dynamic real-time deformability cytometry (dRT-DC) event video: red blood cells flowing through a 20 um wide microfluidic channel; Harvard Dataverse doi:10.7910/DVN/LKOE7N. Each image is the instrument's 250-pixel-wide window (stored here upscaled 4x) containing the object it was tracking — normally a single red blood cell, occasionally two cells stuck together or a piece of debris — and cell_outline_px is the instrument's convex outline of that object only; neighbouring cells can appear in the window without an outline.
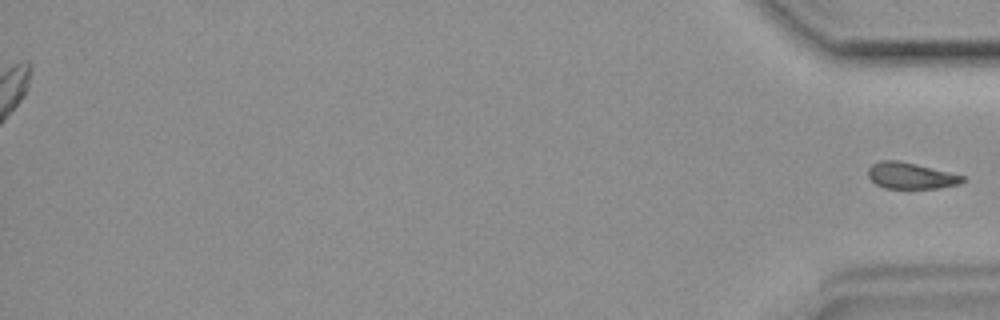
{"species": "common noctule bat (a hibernating species)", "species_latin": "Nyctalus noctula", "temperature_condition": "room temperature", "stored_images_in_passage": 34, "segment_of_instrument_passage": [2, 2], "camera_frame_rate_fps": 3000, "um_per_image_px": 0.085, "animal": {"sex": "female", "body_mass_g": 19.9}, "frame": {"image": 1, "passage_image": 34, "time_ms": 11.0, "image_size_px": [1000, 320], "cell_outline_px": [[968, 176], [964, 180], [956, 184], [940, 188], [884, 188], [876, 184], [868, 176], [868, 168], [872, 164], [880, 160], [896, 160], [916, 164]], "centroid_in_image_um": [77.42, 14.93], "position_along_channel_um": 357.8, "area_um2": 14.45}}